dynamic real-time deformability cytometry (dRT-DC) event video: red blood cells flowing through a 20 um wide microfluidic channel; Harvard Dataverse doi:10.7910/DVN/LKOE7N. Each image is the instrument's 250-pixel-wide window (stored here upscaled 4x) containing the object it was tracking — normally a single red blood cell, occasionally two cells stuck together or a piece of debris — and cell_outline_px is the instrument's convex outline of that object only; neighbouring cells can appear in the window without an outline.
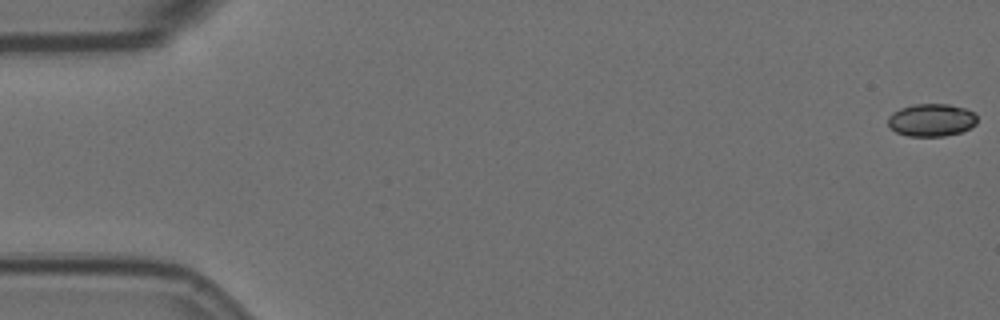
{"species": "Egyptian fruit bat (a non-hibernating species)", "species_latin": "Rousettus aegyptiacus", "temperature_condition": "room temperature", "stored_images_in_passage": 57, "camera_frame_rate_fps": 3000, "um_per_image_px": 0.085, "animal": {"sex": "female"}, "frame": {"image": 1, "passage_image": 1, "time_ms": 0.0, "image_size_px": [1000, 320], "cell_outline_px": [[976, 124], [960, 132], [944, 136], [908, 136], [896, 132], [888, 128], [888, 116], [892, 112], [900, 108], [916, 104], [948, 104], [964, 108], [972, 112], [976, 116]], "centroid_in_image_um": [79.12, 10.2], "position_along_channel_um": 5.9, "area_um2": 16.94}}
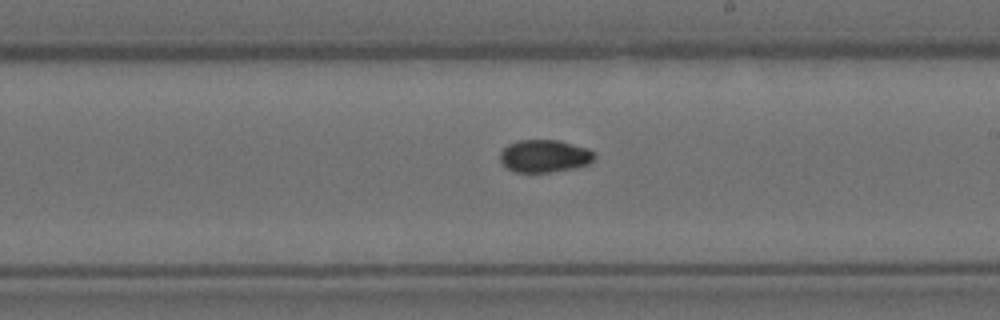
{"frame": {"image": 2, "passage_image": 33, "time_ms": 10.667, "image_size_px": [1000, 320], "cell_outline_px": [[596, 156], [588, 164], [576, 168], [552, 172], [516, 172], [508, 168], [500, 160], [500, 152], [508, 144], [520, 140], [560, 140], [588, 148], [596, 152]], "centroid_in_image_um": [46.32, 13.26], "position_along_channel_um": 242.7, "area_um2": 18.03}}
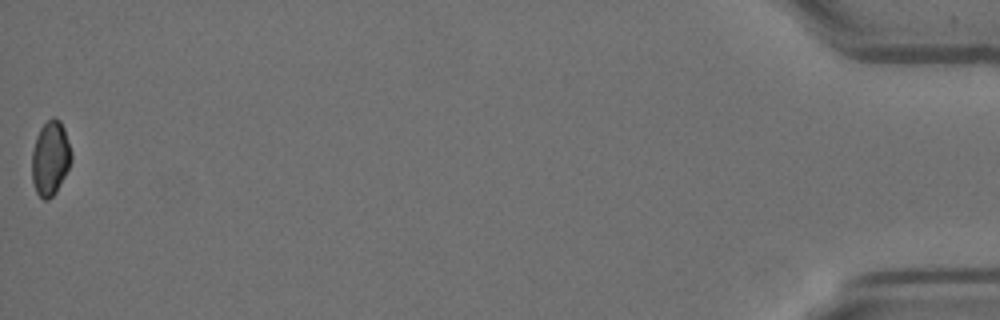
{"frame": {"image": 3, "passage_image": 57, "time_ms": 18.667, "image_size_px": [1000, 320], "cell_outline_px": [[72, 160], [56, 192], [48, 200], [44, 200], [36, 192], [32, 180], [32, 152], [36, 136], [40, 128], [52, 116], [60, 120], [64, 128], [72, 152]], "centroid_in_image_um": [4.28, 13.43], "position_along_channel_um": 430.9, "area_um2": 17.11}, "authors_computed_cell_mechanics": {"area_um2": 17.7446, "velocity_mm_per_s": 3.6124, "shape_relaxation_time_tau1_ms": 3.8929, "shape_relaxation_time_tau2_ms": null, "deformation_change_tau1": 0.0762, "deformation_change_tau2": null}}